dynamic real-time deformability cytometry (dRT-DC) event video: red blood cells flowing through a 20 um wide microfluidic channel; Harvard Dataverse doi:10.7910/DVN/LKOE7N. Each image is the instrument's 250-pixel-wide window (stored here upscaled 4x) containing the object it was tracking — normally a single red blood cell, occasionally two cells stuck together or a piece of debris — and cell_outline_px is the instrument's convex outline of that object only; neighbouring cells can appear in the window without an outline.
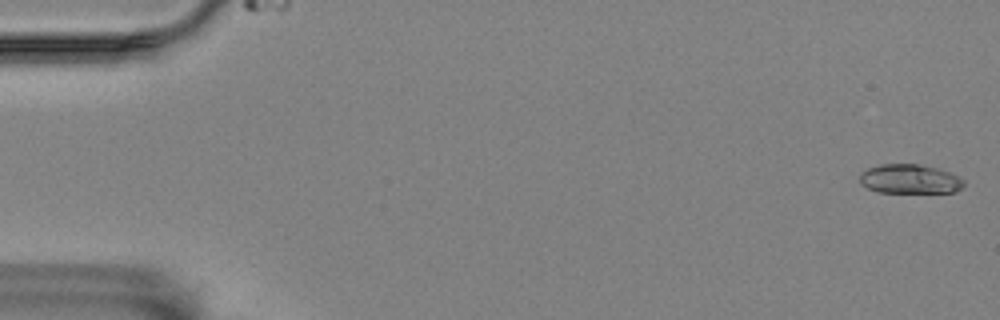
{"species": "Egyptian fruit bat (a non-hibernating species)", "species_latin": "Rousettus aegyptiacus", "temperature_condition": "room temperature", "stored_images_in_passage": 57, "camera_frame_rate_fps": 3000, "um_per_image_px": 0.085, "animal": {"sex": "female"}, "frame": {"image": 1, "passage_image": 1, "time_ms": 0.0, "image_size_px": [1000, 320], "cell_outline_px": [[964, 184], [956, 192], [876, 192], [860, 184], [860, 172], [868, 168], [880, 164], [920, 164], [936, 168], [948, 172], [964, 180]], "centroid_in_image_um": [77.29, 15.21], "position_along_channel_um": 7.7, "area_um2": 17.69}}
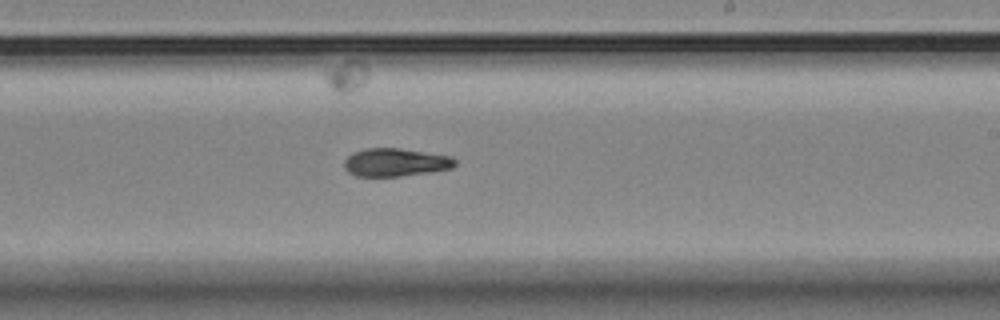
{"frame": {"image": 2, "passage_image": 34, "time_ms": 11.0, "image_size_px": [1000, 320], "cell_outline_px": [[456, 164], [452, 168], [428, 172], [400, 176], [356, 176], [348, 172], [344, 168], [344, 160], [352, 152], [368, 148], [400, 148], [452, 156], [456, 160]], "centroid_in_image_um": [33.6, 13.79], "position_along_channel_um": 255.4, "area_um2": 18.15}}
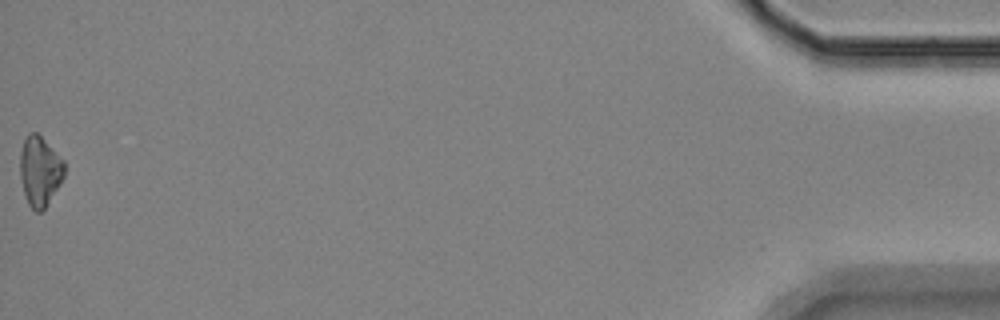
{"frame": {"image": 3, "passage_image": 57, "time_ms": 18.667, "image_size_px": [1000, 320], "cell_outline_px": [[64, 176], [44, 208], [40, 212], [36, 212], [28, 204], [24, 192], [20, 176], [20, 152], [24, 140], [28, 132], [36, 132], [64, 160]], "centroid_in_image_um": [3.37, 14.52], "position_along_channel_um": 431.8, "area_um2": 17.69}, "authors_computed_cell_mechanics": {"area_um2": 18.207, "velocity_mm_per_s": 3.5238, "shape_relaxation_time_tau1_ms": 5.3304, "shape_relaxation_time_tau2_ms": 3.369, "deformation_change_tau1": 0.1373, "deformation_change_tau2": 0.088}}